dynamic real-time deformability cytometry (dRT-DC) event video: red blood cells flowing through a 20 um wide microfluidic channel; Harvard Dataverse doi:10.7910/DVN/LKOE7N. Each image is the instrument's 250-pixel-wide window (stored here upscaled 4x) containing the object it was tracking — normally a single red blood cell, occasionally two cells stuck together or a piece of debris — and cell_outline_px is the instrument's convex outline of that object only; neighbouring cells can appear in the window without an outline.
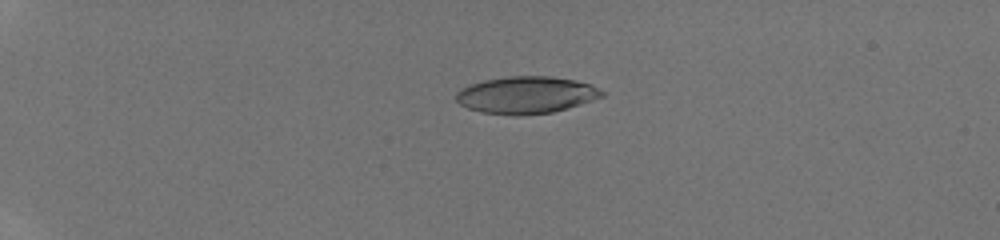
{"species": "human", "species_latin": "Homo sapiens", "temperature_condition": "room temperature", "stored_images_in_passage": 35, "camera_frame_rate_fps": 3000, "um_per_image_px": 0.085, "donor": {"sex": "male"}, "frame": {"image": 1, "passage_image": 1, "time_ms": 0.0, "image_size_px": [1000, 240], "cell_outline_px": [[604, 96], [568, 108], [552, 112], [520, 116], [512, 116], [480, 112], [468, 108], [460, 104], [456, 100], [456, 92], [468, 84], [484, 80], [508, 76], [552, 76], [576, 80], [588, 84], [604, 92]], "centroid_in_image_um": [44.69, 8.08], "position_along_channel_um": 40.3, "area_um2": 31.67}}
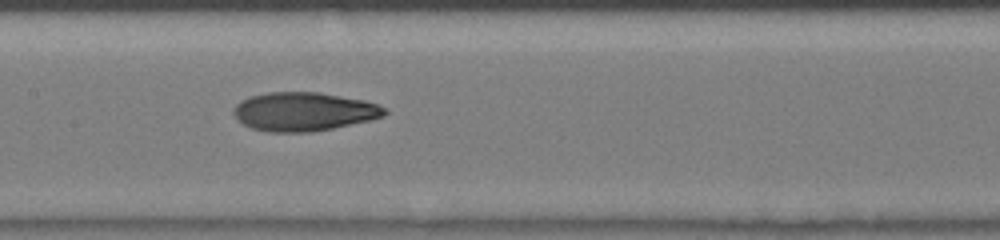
{"frame": {"image": 2, "passage_image": 15, "time_ms": 4.667, "image_size_px": [1000, 240], "cell_outline_px": [[388, 112], [384, 116], [368, 120], [332, 128], [312, 132], [268, 132], [252, 128], [236, 120], [232, 112], [232, 108], [240, 100], [252, 96], [268, 92], [320, 92], [364, 100], [380, 104], [388, 108]], "centroid_in_image_um": [25.81, 9.48], "position_along_channel_um": 181.6, "area_um2": 34.28}}
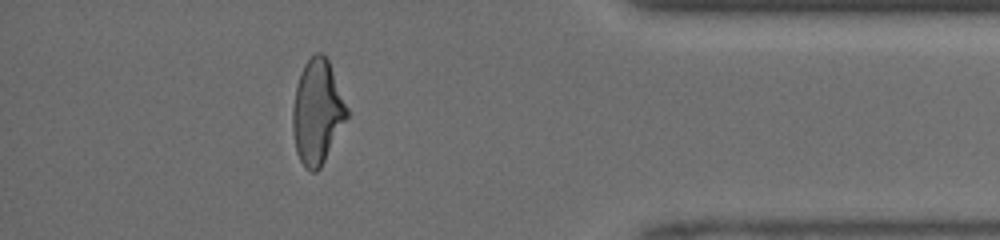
{"frame": {"image": 3, "passage_image": 31, "time_ms": 10.0, "image_size_px": [1000, 240], "cell_outline_px": [[348, 116], [320, 168], [316, 172], [312, 172], [304, 168], [296, 152], [292, 128], [292, 108], [296, 88], [304, 64], [316, 52], [320, 52], [328, 60], [348, 108]], "centroid_in_image_um": [26.95, 9.54], "position_along_channel_um": 408.2, "area_um2": 32.6}}